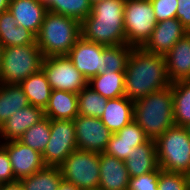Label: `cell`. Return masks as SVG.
Segmentation results:
<instances>
[{
	"label": "cell",
	"mask_w": 190,
	"mask_h": 190,
	"mask_svg": "<svg viewBox=\"0 0 190 190\" xmlns=\"http://www.w3.org/2000/svg\"><path fill=\"white\" fill-rule=\"evenodd\" d=\"M48 11L76 19L80 23L90 14L89 0H38Z\"/></svg>",
	"instance_id": "obj_28"
},
{
	"label": "cell",
	"mask_w": 190,
	"mask_h": 190,
	"mask_svg": "<svg viewBox=\"0 0 190 190\" xmlns=\"http://www.w3.org/2000/svg\"><path fill=\"white\" fill-rule=\"evenodd\" d=\"M17 181L10 163L7 150L0 144V182L2 184Z\"/></svg>",
	"instance_id": "obj_36"
},
{
	"label": "cell",
	"mask_w": 190,
	"mask_h": 190,
	"mask_svg": "<svg viewBox=\"0 0 190 190\" xmlns=\"http://www.w3.org/2000/svg\"><path fill=\"white\" fill-rule=\"evenodd\" d=\"M30 105L19 84L0 83V127L17 110Z\"/></svg>",
	"instance_id": "obj_25"
},
{
	"label": "cell",
	"mask_w": 190,
	"mask_h": 190,
	"mask_svg": "<svg viewBox=\"0 0 190 190\" xmlns=\"http://www.w3.org/2000/svg\"><path fill=\"white\" fill-rule=\"evenodd\" d=\"M59 167L63 180L73 183L79 190H98L99 153L77 149Z\"/></svg>",
	"instance_id": "obj_7"
},
{
	"label": "cell",
	"mask_w": 190,
	"mask_h": 190,
	"mask_svg": "<svg viewBox=\"0 0 190 190\" xmlns=\"http://www.w3.org/2000/svg\"><path fill=\"white\" fill-rule=\"evenodd\" d=\"M42 70L52 90L78 94L88 85L87 79L74 67L67 55L44 57Z\"/></svg>",
	"instance_id": "obj_9"
},
{
	"label": "cell",
	"mask_w": 190,
	"mask_h": 190,
	"mask_svg": "<svg viewBox=\"0 0 190 190\" xmlns=\"http://www.w3.org/2000/svg\"><path fill=\"white\" fill-rule=\"evenodd\" d=\"M133 106L134 102L126 96L108 99L100 119L112 133H117L133 120Z\"/></svg>",
	"instance_id": "obj_21"
},
{
	"label": "cell",
	"mask_w": 190,
	"mask_h": 190,
	"mask_svg": "<svg viewBox=\"0 0 190 190\" xmlns=\"http://www.w3.org/2000/svg\"><path fill=\"white\" fill-rule=\"evenodd\" d=\"M133 120L144 130L147 138L154 141L175 125L172 83L169 87L136 100L133 106Z\"/></svg>",
	"instance_id": "obj_3"
},
{
	"label": "cell",
	"mask_w": 190,
	"mask_h": 190,
	"mask_svg": "<svg viewBox=\"0 0 190 190\" xmlns=\"http://www.w3.org/2000/svg\"><path fill=\"white\" fill-rule=\"evenodd\" d=\"M189 136H190V123H188L186 126H185Z\"/></svg>",
	"instance_id": "obj_43"
},
{
	"label": "cell",
	"mask_w": 190,
	"mask_h": 190,
	"mask_svg": "<svg viewBox=\"0 0 190 190\" xmlns=\"http://www.w3.org/2000/svg\"><path fill=\"white\" fill-rule=\"evenodd\" d=\"M188 31L177 18L157 22L142 48L150 53L165 56Z\"/></svg>",
	"instance_id": "obj_14"
},
{
	"label": "cell",
	"mask_w": 190,
	"mask_h": 190,
	"mask_svg": "<svg viewBox=\"0 0 190 190\" xmlns=\"http://www.w3.org/2000/svg\"><path fill=\"white\" fill-rule=\"evenodd\" d=\"M44 117V110L33 105L17 110L0 127V142L18 140L28 128Z\"/></svg>",
	"instance_id": "obj_17"
},
{
	"label": "cell",
	"mask_w": 190,
	"mask_h": 190,
	"mask_svg": "<svg viewBox=\"0 0 190 190\" xmlns=\"http://www.w3.org/2000/svg\"><path fill=\"white\" fill-rule=\"evenodd\" d=\"M124 73L125 96L133 102L171 86L164 56L142 47L133 48Z\"/></svg>",
	"instance_id": "obj_1"
},
{
	"label": "cell",
	"mask_w": 190,
	"mask_h": 190,
	"mask_svg": "<svg viewBox=\"0 0 190 190\" xmlns=\"http://www.w3.org/2000/svg\"><path fill=\"white\" fill-rule=\"evenodd\" d=\"M77 150L73 120L50 119V139L42 158L46 166H60L66 158Z\"/></svg>",
	"instance_id": "obj_10"
},
{
	"label": "cell",
	"mask_w": 190,
	"mask_h": 190,
	"mask_svg": "<svg viewBox=\"0 0 190 190\" xmlns=\"http://www.w3.org/2000/svg\"><path fill=\"white\" fill-rule=\"evenodd\" d=\"M129 177H136L157 171L160 167L157 159V149L154 140L132 149L125 160Z\"/></svg>",
	"instance_id": "obj_20"
},
{
	"label": "cell",
	"mask_w": 190,
	"mask_h": 190,
	"mask_svg": "<svg viewBox=\"0 0 190 190\" xmlns=\"http://www.w3.org/2000/svg\"><path fill=\"white\" fill-rule=\"evenodd\" d=\"M157 22L176 18L177 0H150Z\"/></svg>",
	"instance_id": "obj_35"
},
{
	"label": "cell",
	"mask_w": 190,
	"mask_h": 190,
	"mask_svg": "<svg viewBox=\"0 0 190 190\" xmlns=\"http://www.w3.org/2000/svg\"><path fill=\"white\" fill-rule=\"evenodd\" d=\"M0 144L7 150L16 180L29 177L46 166L40 152L19 140L0 142Z\"/></svg>",
	"instance_id": "obj_13"
},
{
	"label": "cell",
	"mask_w": 190,
	"mask_h": 190,
	"mask_svg": "<svg viewBox=\"0 0 190 190\" xmlns=\"http://www.w3.org/2000/svg\"><path fill=\"white\" fill-rule=\"evenodd\" d=\"M8 10L14 16L18 26L30 30L35 35L39 33L48 11L38 0H11Z\"/></svg>",
	"instance_id": "obj_19"
},
{
	"label": "cell",
	"mask_w": 190,
	"mask_h": 190,
	"mask_svg": "<svg viewBox=\"0 0 190 190\" xmlns=\"http://www.w3.org/2000/svg\"><path fill=\"white\" fill-rule=\"evenodd\" d=\"M100 181L98 190H128L129 174L125 161L99 153Z\"/></svg>",
	"instance_id": "obj_16"
},
{
	"label": "cell",
	"mask_w": 190,
	"mask_h": 190,
	"mask_svg": "<svg viewBox=\"0 0 190 190\" xmlns=\"http://www.w3.org/2000/svg\"><path fill=\"white\" fill-rule=\"evenodd\" d=\"M58 190H79V189L73 183H69V182L62 180L59 185Z\"/></svg>",
	"instance_id": "obj_40"
},
{
	"label": "cell",
	"mask_w": 190,
	"mask_h": 190,
	"mask_svg": "<svg viewBox=\"0 0 190 190\" xmlns=\"http://www.w3.org/2000/svg\"><path fill=\"white\" fill-rule=\"evenodd\" d=\"M149 139L137 122L132 120L108 141L105 153L125 161L132 149L146 143Z\"/></svg>",
	"instance_id": "obj_15"
},
{
	"label": "cell",
	"mask_w": 190,
	"mask_h": 190,
	"mask_svg": "<svg viewBox=\"0 0 190 190\" xmlns=\"http://www.w3.org/2000/svg\"><path fill=\"white\" fill-rule=\"evenodd\" d=\"M164 58L171 83L190 80V33L175 43Z\"/></svg>",
	"instance_id": "obj_18"
},
{
	"label": "cell",
	"mask_w": 190,
	"mask_h": 190,
	"mask_svg": "<svg viewBox=\"0 0 190 190\" xmlns=\"http://www.w3.org/2000/svg\"><path fill=\"white\" fill-rule=\"evenodd\" d=\"M43 59L37 44L0 48V83L20 84L42 69Z\"/></svg>",
	"instance_id": "obj_5"
},
{
	"label": "cell",
	"mask_w": 190,
	"mask_h": 190,
	"mask_svg": "<svg viewBox=\"0 0 190 190\" xmlns=\"http://www.w3.org/2000/svg\"><path fill=\"white\" fill-rule=\"evenodd\" d=\"M161 171L159 168L157 171L130 177L128 190H158V177Z\"/></svg>",
	"instance_id": "obj_34"
},
{
	"label": "cell",
	"mask_w": 190,
	"mask_h": 190,
	"mask_svg": "<svg viewBox=\"0 0 190 190\" xmlns=\"http://www.w3.org/2000/svg\"><path fill=\"white\" fill-rule=\"evenodd\" d=\"M133 46L121 44L104 48V65L114 72H125Z\"/></svg>",
	"instance_id": "obj_31"
},
{
	"label": "cell",
	"mask_w": 190,
	"mask_h": 190,
	"mask_svg": "<svg viewBox=\"0 0 190 190\" xmlns=\"http://www.w3.org/2000/svg\"><path fill=\"white\" fill-rule=\"evenodd\" d=\"M176 18L190 33V0H177Z\"/></svg>",
	"instance_id": "obj_37"
},
{
	"label": "cell",
	"mask_w": 190,
	"mask_h": 190,
	"mask_svg": "<svg viewBox=\"0 0 190 190\" xmlns=\"http://www.w3.org/2000/svg\"><path fill=\"white\" fill-rule=\"evenodd\" d=\"M150 0H126L124 4V32L126 44L142 47L156 26Z\"/></svg>",
	"instance_id": "obj_8"
},
{
	"label": "cell",
	"mask_w": 190,
	"mask_h": 190,
	"mask_svg": "<svg viewBox=\"0 0 190 190\" xmlns=\"http://www.w3.org/2000/svg\"><path fill=\"white\" fill-rule=\"evenodd\" d=\"M158 190H190L188 175L162 170L158 177Z\"/></svg>",
	"instance_id": "obj_33"
},
{
	"label": "cell",
	"mask_w": 190,
	"mask_h": 190,
	"mask_svg": "<svg viewBox=\"0 0 190 190\" xmlns=\"http://www.w3.org/2000/svg\"><path fill=\"white\" fill-rule=\"evenodd\" d=\"M81 37V23L76 19L47 11L36 44L44 57L68 55Z\"/></svg>",
	"instance_id": "obj_4"
},
{
	"label": "cell",
	"mask_w": 190,
	"mask_h": 190,
	"mask_svg": "<svg viewBox=\"0 0 190 190\" xmlns=\"http://www.w3.org/2000/svg\"><path fill=\"white\" fill-rule=\"evenodd\" d=\"M11 0H0V13L7 11Z\"/></svg>",
	"instance_id": "obj_41"
},
{
	"label": "cell",
	"mask_w": 190,
	"mask_h": 190,
	"mask_svg": "<svg viewBox=\"0 0 190 190\" xmlns=\"http://www.w3.org/2000/svg\"><path fill=\"white\" fill-rule=\"evenodd\" d=\"M173 117L178 126L190 123V80L172 83Z\"/></svg>",
	"instance_id": "obj_26"
},
{
	"label": "cell",
	"mask_w": 190,
	"mask_h": 190,
	"mask_svg": "<svg viewBox=\"0 0 190 190\" xmlns=\"http://www.w3.org/2000/svg\"><path fill=\"white\" fill-rule=\"evenodd\" d=\"M126 0H103L92 6L81 22V36L104 46L126 44L124 4Z\"/></svg>",
	"instance_id": "obj_2"
},
{
	"label": "cell",
	"mask_w": 190,
	"mask_h": 190,
	"mask_svg": "<svg viewBox=\"0 0 190 190\" xmlns=\"http://www.w3.org/2000/svg\"><path fill=\"white\" fill-rule=\"evenodd\" d=\"M0 190H25L21 181L17 180L0 185Z\"/></svg>",
	"instance_id": "obj_39"
},
{
	"label": "cell",
	"mask_w": 190,
	"mask_h": 190,
	"mask_svg": "<svg viewBox=\"0 0 190 190\" xmlns=\"http://www.w3.org/2000/svg\"><path fill=\"white\" fill-rule=\"evenodd\" d=\"M17 26V22L9 10L0 13V33L12 30Z\"/></svg>",
	"instance_id": "obj_38"
},
{
	"label": "cell",
	"mask_w": 190,
	"mask_h": 190,
	"mask_svg": "<svg viewBox=\"0 0 190 190\" xmlns=\"http://www.w3.org/2000/svg\"><path fill=\"white\" fill-rule=\"evenodd\" d=\"M105 47L81 36L67 56L72 60L74 67L89 81L106 70L104 65Z\"/></svg>",
	"instance_id": "obj_12"
},
{
	"label": "cell",
	"mask_w": 190,
	"mask_h": 190,
	"mask_svg": "<svg viewBox=\"0 0 190 190\" xmlns=\"http://www.w3.org/2000/svg\"><path fill=\"white\" fill-rule=\"evenodd\" d=\"M89 1H90L91 5L93 6V5H95L96 3H99V2H101V1H103V0H89Z\"/></svg>",
	"instance_id": "obj_42"
},
{
	"label": "cell",
	"mask_w": 190,
	"mask_h": 190,
	"mask_svg": "<svg viewBox=\"0 0 190 190\" xmlns=\"http://www.w3.org/2000/svg\"><path fill=\"white\" fill-rule=\"evenodd\" d=\"M88 86L107 99L125 96V73L106 69L103 74L92 77Z\"/></svg>",
	"instance_id": "obj_24"
},
{
	"label": "cell",
	"mask_w": 190,
	"mask_h": 190,
	"mask_svg": "<svg viewBox=\"0 0 190 190\" xmlns=\"http://www.w3.org/2000/svg\"><path fill=\"white\" fill-rule=\"evenodd\" d=\"M44 115L52 120H74L78 115V94L52 90Z\"/></svg>",
	"instance_id": "obj_22"
},
{
	"label": "cell",
	"mask_w": 190,
	"mask_h": 190,
	"mask_svg": "<svg viewBox=\"0 0 190 190\" xmlns=\"http://www.w3.org/2000/svg\"><path fill=\"white\" fill-rule=\"evenodd\" d=\"M30 105L45 110L51 96L52 88L43 70L30 75L19 84Z\"/></svg>",
	"instance_id": "obj_23"
},
{
	"label": "cell",
	"mask_w": 190,
	"mask_h": 190,
	"mask_svg": "<svg viewBox=\"0 0 190 190\" xmlns=\"http://www.w3.org/2000/svg\"><path fill=\"white\" fill-rule=\"evenodd\" d=\"M187 175H188L189 188H190V172Z\"/></svg>",
	"instance_id": "obj_44"
},
{
	"label": "cell",
	"mask_w": 190,
	"mask_h": 190,
	"mask_svg": "<svg viewBox=\"0 0 190 190\" xmlns=\"http://www.w3.org/2000/svg\"><path fill=\"white\" fill-rule=\"evenodd\" d=\"M49 139L50 119L45 116L39 122L28 128L18 140L42 154L45 151Z\"/></svg>",
	"instance_id": "obj_30"
},
{
	"label": "cell",
	"mask_w": 190,
	"mask_h": 190,
	"mask_svg": "<svg viewBox=\"0 0 190 190\" xmlns=\"http://www.w3.org/2000/svg\"><path fill=\"white\" fill-rule=\"evenodd\" d=\"M108 99L94 91L90 86L78 93V115L101 118Z\"/></svg>",
	"instance_id": "obj_29"
},
{
	"label": "cell",
	"mask_w": 190,
	"mask_h": 190,
	"mask_svg": "<svg viewBox=\"0 0 190 190\" xmlns=\"http://www.w3.org/2000/svg\"><path fill=\"white\" fill-rule=\"evenodd\" d=\"M62 180V172L59 166H45L20 181L25 190H58Z\"/></svg>",
	"instance_id": "obj_27"
},
{
	"label": "cell",
	"mask_w": 190,
	"mask_h": 190,
	"mask_svg": "<svg viewBox=\"0 0 190 190\" xmlns=\"http://www.w3.org/2000/svg\"><path fill=\"white\" fill-rule=\"evenodd\" d=\"M73 121L77 149L103 153L113 133L103 124L101 119L77 115Z\"/></svg>",
	"instance_id": "obj_11"
},
{
	"label": "cell",
	"mask_w": 190,
	"mask_h": 190,
	"mask_svg": "<svg viewBox=\"0 0 190 190\" xmlns=\"http://www.w3.org/2000/svg\"><path fill=\"white\" fill-rule=\"evenodd\" d=\"M36 44V35L30 30L17 26L0 33V48Z\"/></svg>",
	"instance_id": "obj_32"
},
{
	"label": "cell",
	"mask_w": 190,
	"mask_h": 190,
	"mask_svg": "<svg viewBox=\"0 0 190 190\" xmlns=\"http://www.w3.org/2000/svg\"><path fill=\"white\" fill-rule=\"evenodd\" d=\"M159 167L166 172H190V136L185 126L173 125L156 141Z\"/></svg>",
	"instance_id": "obj_6"
}]
</instances>
